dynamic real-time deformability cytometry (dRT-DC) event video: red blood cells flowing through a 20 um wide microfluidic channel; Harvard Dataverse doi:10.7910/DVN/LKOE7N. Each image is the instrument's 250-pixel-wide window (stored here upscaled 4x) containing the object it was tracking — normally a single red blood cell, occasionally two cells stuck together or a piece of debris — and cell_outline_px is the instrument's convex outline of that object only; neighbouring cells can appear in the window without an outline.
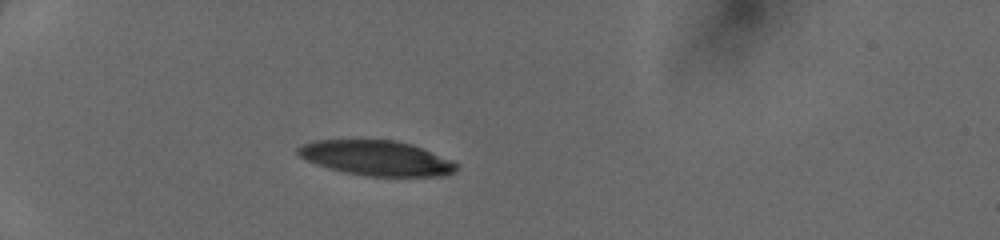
{"species": "human", "species_latin": "Homo sapiens", "temperature_condition": "cold", "stored_images_in_passage": 34, "camera_frame_rate_fps": 3000, "um_per_image_px": 0.085, "donor": {"sex": "female"}, "frame": {"image": 1, "passage_image": 1, "time_ms": 0.0, "image_size_px": [1000, 240], "cell_outline_px": [[456, 172], [440, 176], [368, 176], [344, 172], [328, 168], [316, 164], [300, 156], [296, 152], [296, 148], [300, 144], [316, 140], [396, 140], [412, 144], [452, 160], [456, 164]], "centroid_in_image_um": [31.98, 13.43], "position_along_channel_um": 53.0, "area_um2": 32.25}}
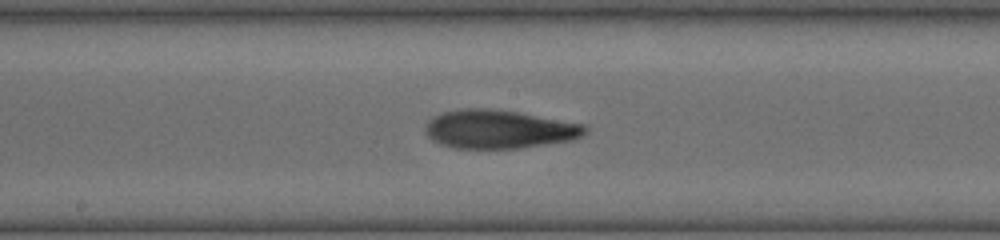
{"frame": {"image": 2, "passage_image": 14, "time_ms": 4.333, "image_size_px": [1000, 240], "cell_outline_px": [[588, 132], [584, 136], [572, 140], [520, 148], [456, 148], [440, 144], [432, 140], [424, 132], [428, 120], [432, 116], [444, 112], [460, 108], [488, 108], [520, 112], [588, 124]], "centroid_in_image_um": [42.46, 10.97], "position_along_channel_um": 205.7, "area_um2": 36.41}}
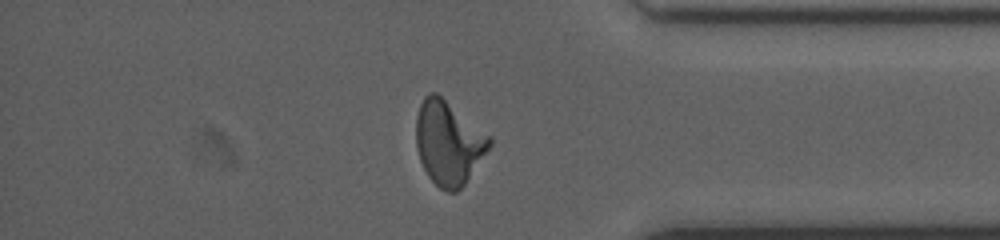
{"frame": {"image": 3, "passage_image": 28, "time_ms": 9.0, "image_size_px": [1000, 240], "cell_outline_px": [[492, 144], [464, 184], [456, 192], [448, 192], [440, 188], [428, 176], [420, 160], [416, 148], [416, 116], [420, 104], [424, 96], [432, 92], [436, 92], [492, 136]], "centroid_in_image_um": [38.12, 12.12], "position_along_channel_um": 397.1, "area_um2": 35.78}}